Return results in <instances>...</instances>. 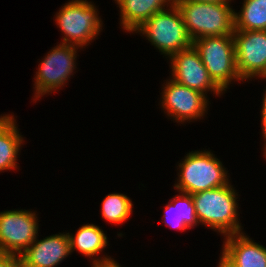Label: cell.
Wrapping results in <instances>:
<instances>
[{
  "label": "cell",
  "mask_w": 266,
  "mask_h": 267,
  "mask_svg": "<svg viewBox=\"0 0 266 267\" xmlns=\"http://www.w3.org/2000/svg\"><path fill=\"white\" fill-rule=\"evenodd\" d=\"M0 267H21L20 257L15 254L0 252Z\"/></svg>",
  "instance_id": "obj_20"
},
{
  "label": "cell",
  "mask_w": 266,
  "mask_h": 267,
  "mask_svg": "<svg viewBox=\"0 0 266 267\" xmlns=\"http://www.w3.org/2000/svg\"><path fill=\"white\" fill-rule=\"evenodd\" d=\"M16 122L13 114L0 116V137Z\"/></svg>",
  "instance_id": "obj_21"
},
{
  "label": "cell",
  "mask_w": 266,
  "mask_h": 267,
  "mask_svg": "<svg viewBox=\"0 0 266 267\" xmlns=\"http://www.w3.org/2000/svg\"><path fill=\"white\" fill-rule=\"evenodd\" d=\"M263 98H262V108L260 111L261 112V128L262 129H266V89H265V93L263 94Z\"/></svg>",
  "instance_id": "obj_23"
},
{
  "label": "cell",
  "mask_w": 266,
  "mask_h": 267,
  "mask_svg": "<svg viewBox=\"0 0 266 267\" xmlns=\"http://www.w3.org/2000/svg\"><path fill=\"white\" fill-rule=\"evenodd\" d=\"M261 130H262V133H263L262 135L264 137L263 139H264V142H265L264 143V148H263L264 149V155L263 156H265V158H266V129H261Z\"/></svg>",
  "instance_id": "obj_25"
},
{
  "label": "cell",
  "mask_w": 266,
  "mask_h": 267,
  "mask_svg": "<svg viewBox=\"0 0 266 267\" xmlns=\"http://www.w3.org/2000/svg\"><path fill=\"white\" fill-rule=\"evenodd\" d=\"M70 241L71 252L79 251L85 257H92V266L97 267L116 262L110 256L97 257L108 245V239L104 231L94 224H83L76 234L67 233ZM96 256L97 258H94Z\"/></svg>",
  "instance_id": "obj_13"
},
{
  "label": "cell",
  "mask_w": 266,
  "mask_h": 267,
  "mask_svg": "<svg viewBox=\"0 0 266 267\" xmlns=\"http://www.w3.org/2000/svg\"><path fill=\"white\" fill-rule=\"evenodd\" d=\"M174 3L182 14L192 42L203 37L233 35L235 10L230 7L229 2L174 1Z\"/></svg>",
  "instance_id": "obj_2"
},
{
  "label": "cell",
  "mask_w": 266,
  "mask_h": 267,
  "mask_svg": "<svg viewBox=\"0 0 266 267\" xmlns=\"http://www.w3.org/2000/svg\"><path fill=\"white\" fill-rule=\"evenodd\" d=\"M91 1L70 0L56 13L55 21L64 34L61 41L83 48L98 37L103 22Z\"/></svg>",
  "instance_id": "obj_5"
},
{
  "label": "cell",
  "mask_w": 266,
  "mask_h": 267,
  "mask_svg": "<svg viewBox=\"0 0 266 267\" xmlns=\"http://www.w3.org/2000/svg\"><path fill=\"white\" fill-rule=\"evenodd\" d=\"M234 13L235 30L266 31V0H243Z\"/></svg>",
  "instance_id": "obj_17"
},
{
  "label": "cell",
  "mask_w": 266,
  "mask_h": 267,
  "mask_svg": "<svg viewBox=\"0 0 266 267\" xmlns=\"http://www.w3.org/2000/svg\"><path fill=\"white\" fill-rule=\"evenodd\" d=\"M192 44L210 77L224 93L232 81H243L236 67L233 35L198 38Z\"/></svg>",
  "instance_id": "obj_6"
},
{
  "label": "cell",
  "mask_w": 266,
  "mask_h": 267,
  "mask_svg": "<svg viewBox=\"0 0 266 267\" xmlns=\"http://www.w3.org/2000/svg\"><path fill=\"white\" fill-rule=\"evenodd\" d=\"M244 232L224 236L223 251L238 267H266V248Z\"/></svg>",
  "instance_id": "obj_14"
},
{
  "label": "cell",
  "mask_w": 266,
  "mask_h": 267,
  "mask_svg": "<svg viewBox=\"0 0 266 267\" xmlns=\"http://www.w3.org/2000/svg\"><path fill=\"white\" fill-rule=\"evenodd\" d=\"M78 46L59 43L51 49L38 65L34 77V101L61 90L75 73ZM67 81V82H66Z\"/></svg>",
  "instance_id": "obj_7"
},
{
  "label": "cell",
  "mask_w": 266,
  "mask_h": 267,
  "mask_svg": "<svg viewBox=\"0 0 266 267\" xmlns=\"http://www.w3.org/2000/svg\"><path fill=\"white\" fill-rule=\"evenodd\" d=\"M67 233L53 234L35 241L21 254V267H56L71 255Z\"/></svg>",
  "instance_id": "obj_12"
},
{
  "label": "cell",
  "mask_w": 266,
  "mask_h": 267,
  "mask_svg": "<svg viewBox=\"0 0 266 267\" xmlns=\"http://www.w3.org/2000/svg\"><path fill=\"white\" fill-rule=\"evenodd\" d=\"M135 33L145 35L151 45L170 58L180 50L192 45L186 31L182 14L176 4L157 12L145 21Z\"/></svg>",
  "instance_id": "obj_4"
},
{
  "label": "cell",
  "mask_w": 266,
  "mask_h": 267,
  "mask_svg": "<svg viewBox=\"0 0 266 267\" xmlns=\"http://www.w3.org/2000/svg\"><path fill=\"white\" fill-rule=\"evenodd\" d=\"M164 209L162 221L171 228L185 231L199 225L191 194L179 192Z\"/></svg>",
  "instance_id": "obj_16"
},
{
  "label": "cell",
  "mask_w": 266,
  "mask_h": 267,
  "mask_svg": "<svg viewBox=\"0 0 266 267\" xmlns=\"http://www.w3.org/2000/svg\"><path fill=\"white\" fill-rule=\"evenodd\" d=\"M170 59L171 79L206 96L209 91L218 96L223 94L224 91L210 77L193 44L175 53Z\"/></svg>",
  "instance_id": "obj_11"
},
{
  "label": "cell",
  "mask_w": 266,
  "mask_h": 267,
  "mask_svg": "<svg viewBox=\"0 0 266 267\" xmlns=\"http://www.w3.org/2000/svg\"><path fill=\"white\" fill-rule=\"evenodd\" d=\"M218 267H238L235 262L222 250Z\"/></svg>",
  "instance_id": "obj_22"
},
{
  "label": "cell",
  "mask_w": 266,
  "mask_h": 267,
  "mask_svg": "<svg viewBox=\"0 0 266 267\" xmlns=\"http://www.w3.org/2000/svg\"><path fill=\"white\" fill-rule=\"evenodd\" d=\"M120 9V26L125 32L134 33L157 12L174 4V0H114ZM167 6V7H166ZM166 7V8H165Z\"/></svg>",
  "instance_id": "obj_15"
},
{
  "label": "cell",
  "mask_w": 266,
  "mask_h": 267,
  "mask_svg": "<svg viewBox=\"0 0 266 267\" xmlns=\"http://www.w3.org/2000/svg\"><path fill=\"white\" fill-rule=\"evenodd\" d=\"M178 179L174 188L178 192L194 194L230 183L228 171L211 151H191L178 164Z\"/></svg>",
  "instance_id": "obj_3"
},
{
  "label": "cell",
  "mask_w": 266,
  "mask_h": 267,
  "mask_svg": "<svg viewBox=\"0 0 266 267\" xmlns=\"http://www.w3.org/2000/svg\"><path fill=\"white\" fill-rule=\"evenodd\" d=\"M237 198L231 183L192 194L198 222L222 236L241 233Z\"/></svg>",
  "instance_id": "obj_1"
},
{
  "label": "cell",
  "mask_w": 266,
  "mask_h": 267,
  "mask_svg": "<svg viewBox=\"0 0 266 267\" xmlns=\"http://www.w3.org/2000/svg\"><path fill=\"white\" fill-rule=\"evenodd\" d=\"M132 200L121 193L108 194L101 205V215L107 222L123 224L133 212Z\"/></svg>",
  "instance_id": "obj_19"
},
{
  "label": "cell",
  "mask_w": 266,
  "mask_h": 267,
  "mask_svg": "<svg viewBox=\"0 0 266 267\" xmlns=\"http://www.w3.org/2000/svg\"><path fill=\"white\" fill-rule=\"evenodd\" d=\"M22 135L16 122L0 137V172L18 169L17 155L22 143Z\"/></svg>",
  "instance_id": "obj_18"
},
{
  "label": "cell",
  "mask_w": 266,
  "mask_h": 267,
  "mask_svg": "<svg viewBox=\"0 0 266 267\" xmlns=\"http://www.w3.org/2000/svg\"><path fill=\"white\" fill-rule=\"evenodd\" d=\"M160 100L162 110L175 122L202 119L208 110L209 99L203 93L168 79L163 85Z\"/></svg>",
  "instance_id": "obj_9"
},
{
  "label": "cell",
  "mask_w": 266,
  "mask_h": 267,
  "mask_svg": "<svg viewBox=\"0 0 266 267\" xmlns=\"http://www.w3.org/2000/svg\"><path fill=\"white\" fill-rule=\"evenodd\" d=\"M38 222L35 211L0 212V252L21 255L37 238Z\"/></svg>",
  "instance_id": "obj_8"
},
{
  "label": "cell",
  "mask_w": 266,
  "mask_h": 267,
  "mask_svg": "<svg viewBox=\"0 0 266 267\" xmlns=\"http://www.w3.org/2000/svg\"><path fill=\"white\" fill-rule=\"evenodd\" d=\"M97 267H121V266L119 265V263L114 262V263H111V264L101 265V266H97Z\"/></svg>",
  "instance_id": "obj_26"
},
{
  "label": "cell",
  "mask_w": 266,
  "mask_h": 267,
  "mask_svg": "<svg viewBox=\"0 0 266 267\" xmlns=\"http://www.w3.org/2000/svg\"><path fill=\"white\" fill-rule=\"evenodd\" d=\"M233 39L241 79H266V31L234 30Z\"/></svg>",
  "instance_id": "obj_10"
},
{
  "label": "cell",
  "mask_w": 266,
  "mask_h": 267,
  "mask_svg": "<svg viewBox=\"0 0 266 267\" xmlns=\"http://www.w3.org/2000/svg\"><path fill=\"white\" fill-rule=\"evenodd\" d=\"M174 1H194V2H211V3H225L232 0H174Z\"/></svg>",
  "instance_id": "obj_24"
}]
</instances>
